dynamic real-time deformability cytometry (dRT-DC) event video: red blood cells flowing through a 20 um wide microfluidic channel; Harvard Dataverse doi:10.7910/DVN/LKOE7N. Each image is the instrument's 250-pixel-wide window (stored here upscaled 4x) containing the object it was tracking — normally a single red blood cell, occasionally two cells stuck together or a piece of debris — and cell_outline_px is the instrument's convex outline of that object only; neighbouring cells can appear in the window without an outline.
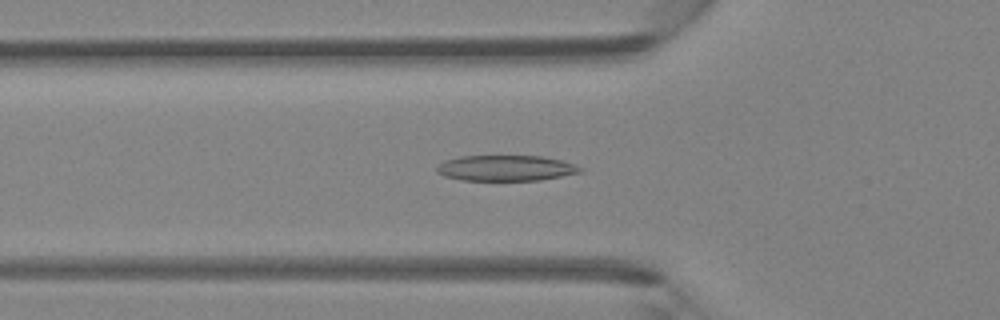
{"species": "Egyptian fruit bat (a non-hibernating species)", "species_latin": "Rousettus aegyptiacus", "temperature_condition": "room temperature", "stored_images_in_passage": 45, "camera_frame_rate_fps": 3000, "um_per_image_px": 0.085, "animal": {"sex": "female"}, "frame": {"image": 1, "passage_image": 15, "time_ms": 4.667, "image_size_px": [1000, 320], "cell_outline_px": [[584, 172], [540, 180], [460, 180], [444, 176], [436, 172], [436, 168], [444, 160], [460, 156], [540, 156], [560, 160], [584, 168]], "centroid_in_image_um": [42.99, 14.29], "position_along_channel_um": 82.8, "area_um2": 21.44}}
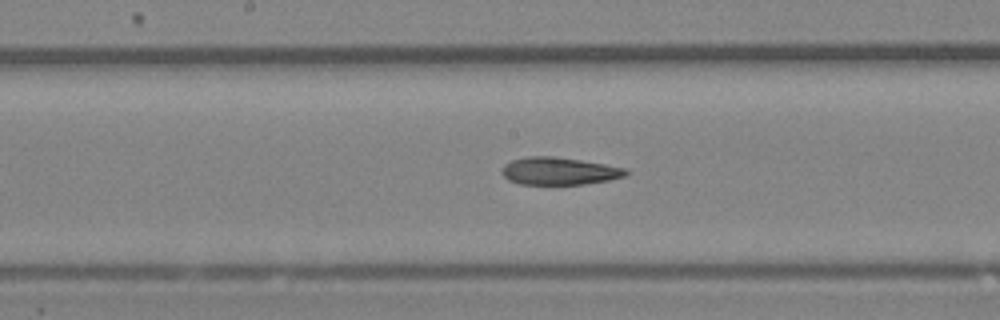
{"frame": {"image": 2, "passage_image": 23, "time_ms": 7.333, "image_size_px": [1000, 320], "cell_outline_px": [[632, 172], [628, 176], [608, 180], [584, 184], [520, 184], [508, 180], [500, 172], [504, 164], [512, 160], [528, 156], [552, 156], [580, 160], [628, 168]], "centroid_in_image_um": [47.57, 14.54], "position_along_channel_um": 200.6, "area_um2": 20.06}}
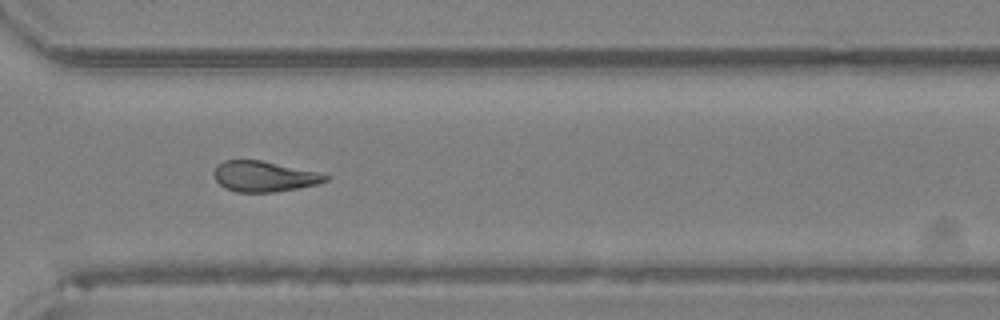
{"frame": {"image": 3, "passage_image": 33, "time_ms": 10.667, "image_size_px": [1000, 320], "cell_outline_px": [[332, 176], [328, 180], [316, 184], [296, 188], [272, 192], [236, 192], [220, 184], [216, 180], [212, 172], [224, 160], [260, 160], [316, 172]], "centroid_in_image_um": [22.44, 14.99], "position_along_channel_um": 348.2, "area_um2": 19.48}}